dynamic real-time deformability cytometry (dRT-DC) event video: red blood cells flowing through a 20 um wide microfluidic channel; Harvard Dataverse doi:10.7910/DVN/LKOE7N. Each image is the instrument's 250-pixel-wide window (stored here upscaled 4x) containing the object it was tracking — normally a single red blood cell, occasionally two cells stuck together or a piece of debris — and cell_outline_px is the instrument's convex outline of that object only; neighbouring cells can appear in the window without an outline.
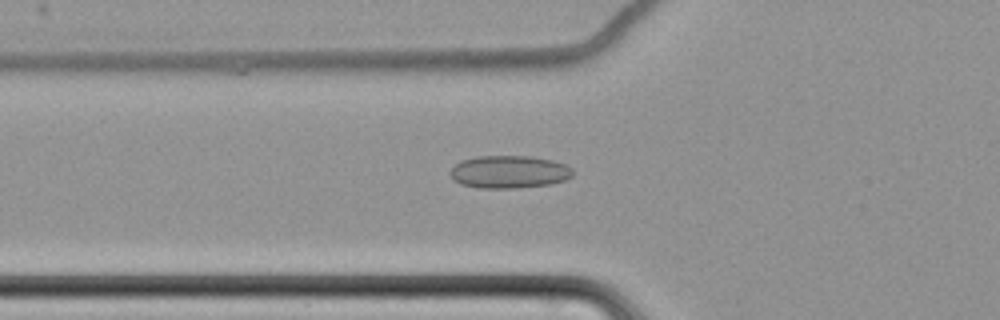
{"species": "common noctule bat (a hibernating species)", "species_latin": "Nyctalus noctula", "temperature_condition": "cold", "stored_images_in_passage": 63, "camera_frame_rate_fps": 3000, "um_per_image_px": 0.085, "animal": {"sex": "female", "body_mass_g": 22.7, "forearm_length_mm": 54.2}, "frame": {"image": 1, "passage_image": 25, "time_ms": 8.0, "image_size_px": [1000, 320], "cell_outline_px": [[572, 176], [564, 180], [552, 184], [512, 188], [480, 188], [460, 184], [448, 172], [460, 160], [476, 156], [532, 156], [552, 160], [564, 164], [572, 168]], "centroid_in_image_um": [43.27, 14.6], "position_along_channel_um": 82.5, "area_um2": 23.35}}
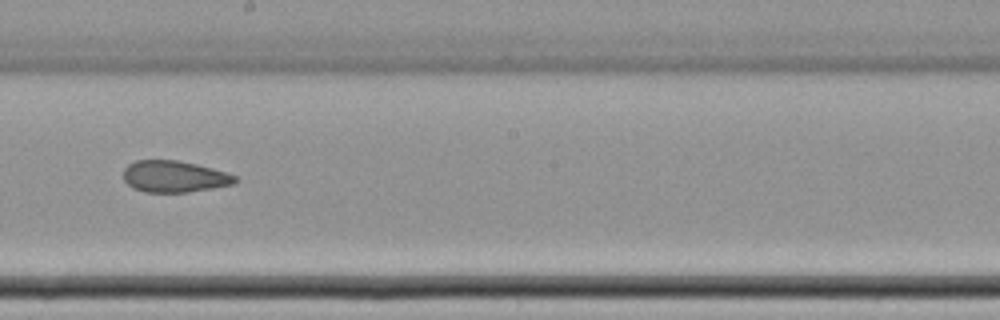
{"frame": {"image": 2, "passage_image": 38, "time_ms": 12.333, "image_size_px": [1000, 320], "cell_outline_px": [[240, 180], [232, 184], [212, 188], [188, 192], [144, 192], [132, 188], [124, 180], [124, 168], [128, 164], [136, 160], [176, 160], [196, 164], [224, 172], [236, 176]], "centroid_in_image_um": [14.79, 15.01], "position_along_channel_um": 233.4, "area_um2": 20.46}}
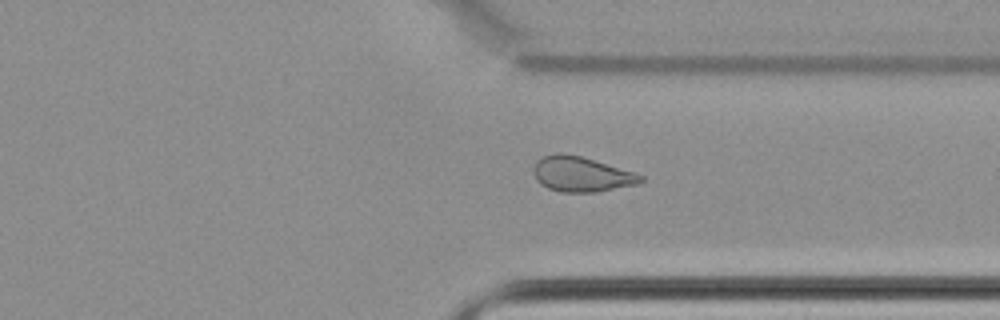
{"frame": {"image": 3, "passage_image": 49, "time_ms": 16.0, "image_size_px": [1000, 320], "cell_outline_px": [[644, 180], [640, 184], [596, 192], [560, 192], [548, 188], [540, 184], [536, 180], [532, 172], [532, 168], [536, 160], [544, 156], [560, 152], [564, 152], [580, 156], [636, 172], [644, 176]], "centroid_in_image_um": [49.42, 14.81], "position_along_channel_um": 362.0, "area_um2": 22.25}, "authors_computed_cell_mechanics": {"area_um2": 23.3512, "velocity_mm_per_s": 3.4862, "shape_relaxation_time_tau1_ms": null, "shape_relaxation_time_tau2_ms": 1.9977, "deformation_change_tau1": null, "deformation_change_tau2": 0.0772}}